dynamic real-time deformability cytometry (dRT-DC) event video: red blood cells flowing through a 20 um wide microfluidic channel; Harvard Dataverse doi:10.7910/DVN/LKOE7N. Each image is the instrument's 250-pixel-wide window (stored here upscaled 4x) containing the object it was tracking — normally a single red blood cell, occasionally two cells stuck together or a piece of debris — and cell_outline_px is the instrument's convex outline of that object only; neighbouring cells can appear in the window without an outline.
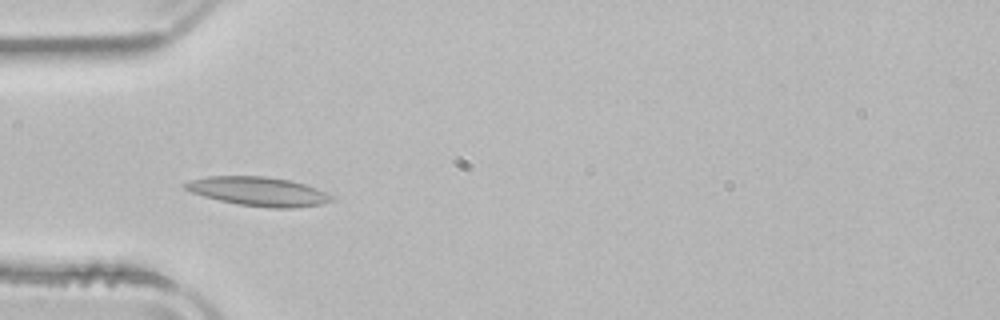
{"species": "common noctule bat (a hibernating species)", "species_latin": "Nyctalus noctula", "temperature_condition": "room temperature", "stored_images_in_passage": 10, "camera_frame_rate_fps": 3000, "um_per_image_px": 0.085, "animal": {"sex": "male", "body_mass_g": 21.5, "forearm_length_mm": 52.0}, "frame": {"image": 1, "passage_image": 6, "time_ms": 1.667, "image_size_px": [1000, 320], "cell_outline_px": [[332, 200], [324, 204], [296, 208], [272, 208], [240, 204], [220, 200], [204, 196], [192, 192], [184, 188], [184, 184], [192, 180], [208, 176], [264, 176], [292, 180], [316, 188], [332, 196]], "centroid_in_image_um": [22.0, 16.27], "position_along_channel_um": 63.0, "area_um2": 24.51}}